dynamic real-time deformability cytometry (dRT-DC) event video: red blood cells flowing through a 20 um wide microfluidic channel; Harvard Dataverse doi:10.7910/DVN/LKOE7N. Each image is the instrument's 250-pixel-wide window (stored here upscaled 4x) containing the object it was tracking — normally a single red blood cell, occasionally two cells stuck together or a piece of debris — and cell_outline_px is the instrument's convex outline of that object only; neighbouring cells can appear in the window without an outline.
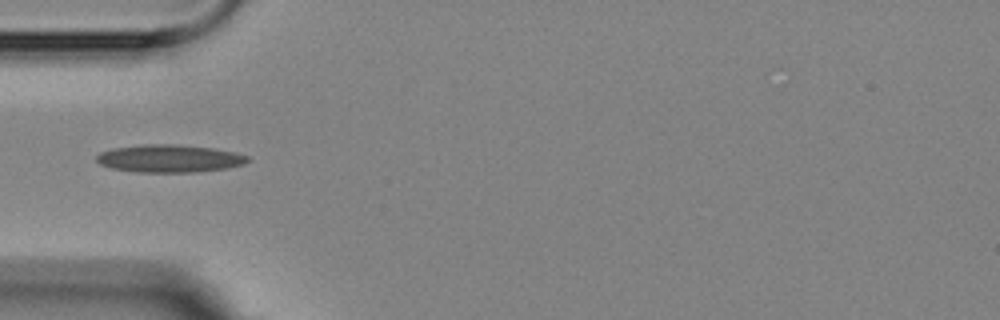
{"species": "Egyptian fruit bat (a non-hibernating species)", "species_latin": "Rousettus aegyptiacus", "temperature_condition": "room temperature", "stored_images_in_passage": 5, "camera_frame_rate_fps": 3000, "um_per_image_px": 0.085, "animal": {"sex": "female"}, "frame": {"image": 1, "passage_image": 5, "time_ms": 4.667, "image_size_px": [1000, 320], "cell_outline_px": [[248, 160], [244, 164], [228, 168], [196, 172], [136, 172], [112, 168], [100, 164], [96, 160], [96, 156], [100, 152], [116, 148], [144, 144], [176, 144], [212, 148], [236, 152], [248, 156]], "centroid_in_image_um": [14.41, 13.47], "position_along_channel_um": 70.6, "area_um2": 24.33}}